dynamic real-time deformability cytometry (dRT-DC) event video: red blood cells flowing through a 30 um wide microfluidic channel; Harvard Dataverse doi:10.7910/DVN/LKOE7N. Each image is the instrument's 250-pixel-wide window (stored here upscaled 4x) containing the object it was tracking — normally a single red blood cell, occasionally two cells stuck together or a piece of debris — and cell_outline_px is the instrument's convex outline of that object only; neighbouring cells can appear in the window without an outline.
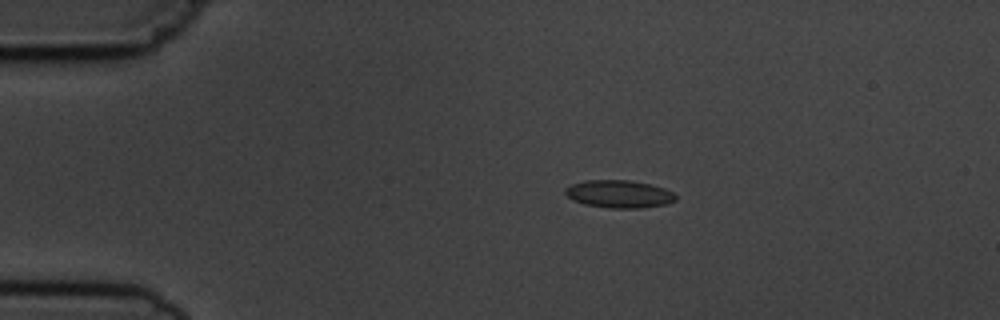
{"species": "common noctule bat (a hibernating species)", "species_latin": "Nyctalus noctula", "temperature_condition": "cold", "stored_images_in_passage": 5, "camera_frame_rate_fps": 3000, "um_per_image_px": 0.085, "animal": {"sex": "male", "body_mass_g": 19.5, "forearm_length_mm": 54.6}, "frame": {"image": 1, "passage_image": 2, "time_ms": 1.333, "image_size_px": [1000, 320], "cell_outline_px": [[676, 200], [668, 204], [640, 208], [612, 208], [584, 204], [572, 200], [564, 192], [564, 188], [572, 184], [584, 180], [632, 180], [652, 184], [664, 188], [672, 192], [676, 196]], "centroid_in_image_um": [52.62, 16.48], "position_along_channel_um": 32.4, "area_um2": 17.98}}
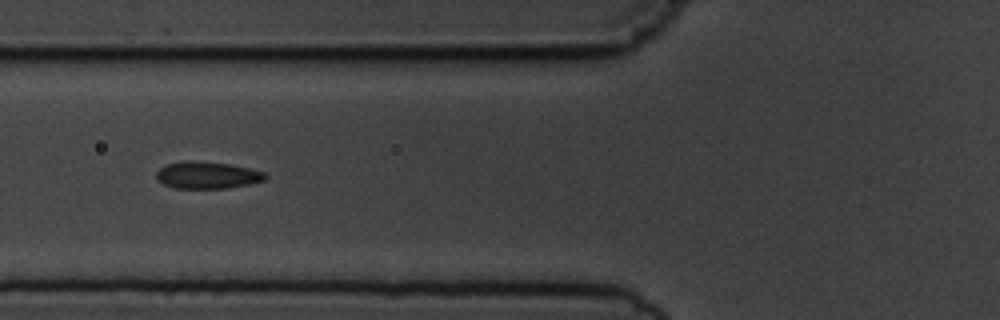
{"frame": {"image": 2, "passage_image": 5, "time_ms": 4.667, "image_size_px": [1000, 320], "cell_outline_px": [[268, 176], [264, 180], [248, 184], [228, 188], [172, 188], [156, 180], [156, 172], [160, 168], [168, 164], [184, 160], [192, 160], [228, 164], [252, 168], [264, 172]], "centroid_in_image_um": [17.6, 14.88], "position_along_channel_um": 108.2, "area_um2": 17.22}}